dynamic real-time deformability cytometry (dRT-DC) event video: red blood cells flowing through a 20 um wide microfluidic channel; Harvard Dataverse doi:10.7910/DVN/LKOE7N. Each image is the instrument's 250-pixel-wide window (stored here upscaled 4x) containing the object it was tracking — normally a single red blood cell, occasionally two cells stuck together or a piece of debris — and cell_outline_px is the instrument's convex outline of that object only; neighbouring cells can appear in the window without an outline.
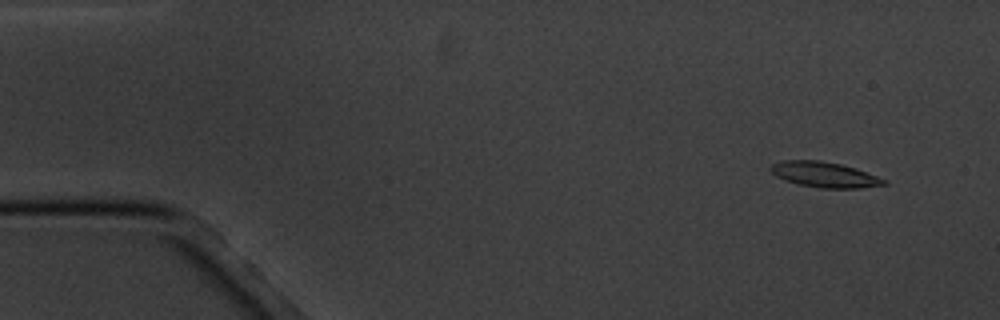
{"species": "common noctule bat (a hibernating species)", "species_latin": "Nyctalus noctula", "temperature_condition": "cold", "stored_images_in_passage": 4, "camera_frame_rate_fps": 3000, "um_per_image_px": 0.085, "animal": {"sex": "male", "body_mass_g": 20.1, "forearm_length_mm": 53.5}, "frame": {"image": 1, "passage_image": 1, "time_ms": 0.0, "image_size_px": [1000, 320], "cell_outline_px": [[888, 184], [860, 188], [820, 188], [800, 184], [784, 180], [776, 176], [768, 168], [772, 164], [784, 160], [820, 160], [840, 164], [856, 168], [888, 180]], "centroid_in_image_um": [70.1, 14.84], "position_along_channel_um": 14.9, "area_um2": 16.82}}